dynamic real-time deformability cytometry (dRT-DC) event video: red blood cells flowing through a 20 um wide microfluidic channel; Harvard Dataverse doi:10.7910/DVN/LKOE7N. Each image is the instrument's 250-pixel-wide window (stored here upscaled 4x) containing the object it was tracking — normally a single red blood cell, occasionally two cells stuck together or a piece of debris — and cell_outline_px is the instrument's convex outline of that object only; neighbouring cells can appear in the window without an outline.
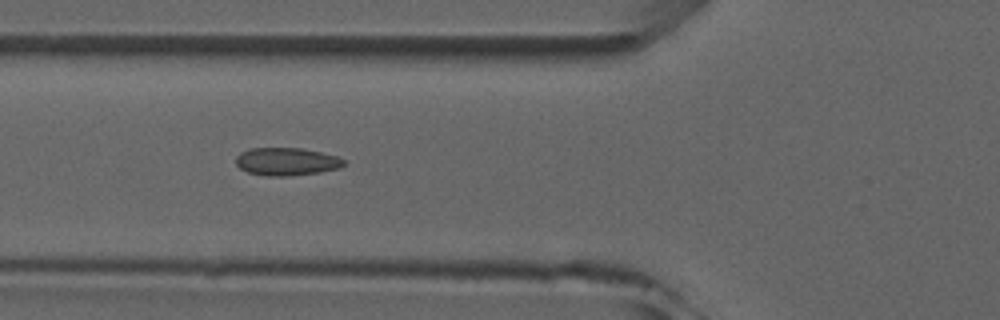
{"species": "common noctule bat (a hibernating species)", "species_latin": "Nyctalus noctula", "temperature_condition": "room temperature", "stored_images_in_passage": 7, "camera_frame_rate_fps": 3000, "um_per_image_px": 0.085, "animal": {"sex": "male", "forearm_length_mm": 52.5}, "frame": {"image": 1, "passage_image": 4, "time_ms": 3.333, "image_size_px": [1000, 320], "cell_outline_px": [[344, 164], [340, 168], [320, 172], [288, 176], [264, 176], [248, 172], [240, 168], [236, 164], [236, 156], [240, 152], [248, 148], [300, 148], [320, 152], [336, 156], [344, 160]], "centroid_in_image_um": [24.32, 13.73], "position_along_channel_um": 101.5, "area_um2": 17.51}}
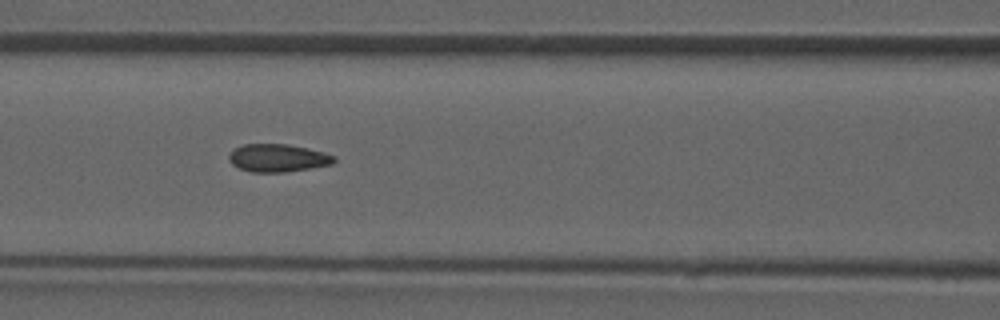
{"frame": {"image": 2, "passage_image": 5, "time_ms": 4.333, "image_size_px": [1000, 320], "cell_outline_px": [[336, 160], [332, 164], [284, 172], [252, 172], [240, 168], [232, 164], [228, 160], [228, 156], [236, 148], [244, 144], [288, 144], [308, 148], [324, 152], [336, 156]], "centroid_in_image_um": [23.63, 13.42], "position_along_channel_um": 143.0, "area_um2": 16.94}}